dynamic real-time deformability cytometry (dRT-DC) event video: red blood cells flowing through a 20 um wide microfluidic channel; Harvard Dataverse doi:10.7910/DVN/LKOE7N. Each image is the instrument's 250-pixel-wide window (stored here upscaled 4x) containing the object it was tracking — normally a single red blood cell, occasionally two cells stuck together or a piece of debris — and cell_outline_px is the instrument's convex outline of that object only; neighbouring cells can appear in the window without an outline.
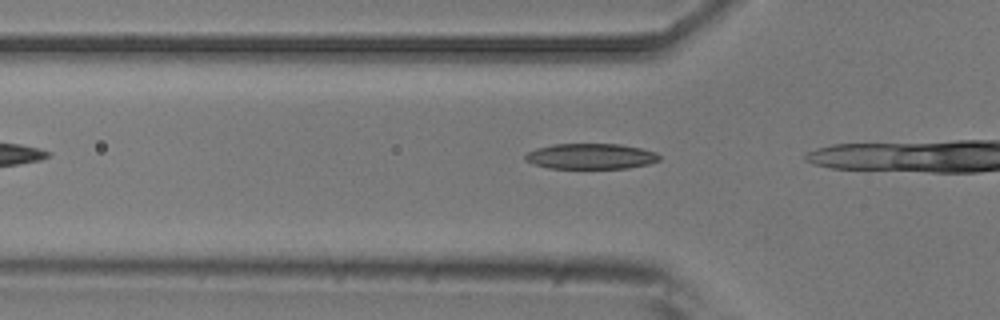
{"species": "common noctule bat (a hibernating species)", "species_latin": "Nyctalus noctula", "temperature_condition": "room temperature", "stored_images_in_passage": 6, "camera_frame_rate_fps": 3000, "um_per_image_px": 0.085, "animal": {"sex": "male", "body_mass_g": 20.5, "forearm_length_mm": 52.5}, "frame": {"image": 1, "passage_image": 2, "time_ms": 0.333, "image_size_px": [1000, 320], "cell_outline_px": [[660, 160], [648, 164], [628, 168], [548, 168], [532, 164], [524, 160], [524, 156], [528, 152], [536, 148], [552, 144], [620, 144], [640, 148], [656, 152], [660, 156]], "centroid_in_image_um": [50.19, 13.28], "position_along_channel_um": 75.6, "area_um2": 20.06}}
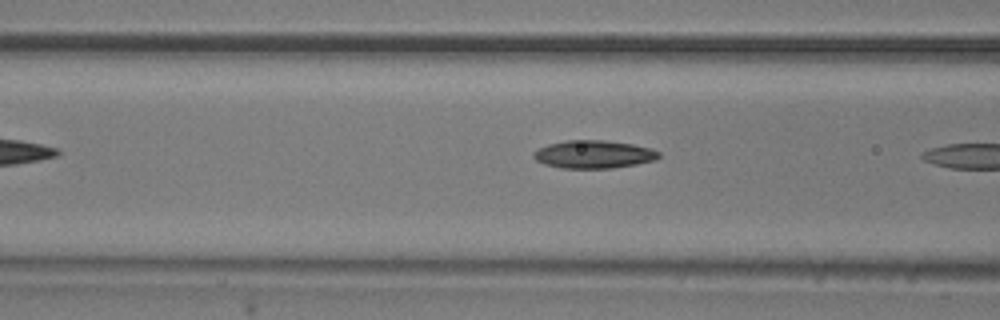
{"frame": {"image": 2, "passage_image": 5, "time_ms": 1.333, "image_size_px": [1000, 320], "cell_outline_px": [[660, 156], [656, 160], [636, 164], [612, 168], [560, 168], [544, 164], [536, 160], [532, 156], [536, 148], [548, 144], [568, 140], [604, 140], [632, 144], [652, 148], [660, 152]], "centroid_in_image_um": [50.45, 13.12], "position_along_channel_um": 116.1, "area_um2": 20.52}}